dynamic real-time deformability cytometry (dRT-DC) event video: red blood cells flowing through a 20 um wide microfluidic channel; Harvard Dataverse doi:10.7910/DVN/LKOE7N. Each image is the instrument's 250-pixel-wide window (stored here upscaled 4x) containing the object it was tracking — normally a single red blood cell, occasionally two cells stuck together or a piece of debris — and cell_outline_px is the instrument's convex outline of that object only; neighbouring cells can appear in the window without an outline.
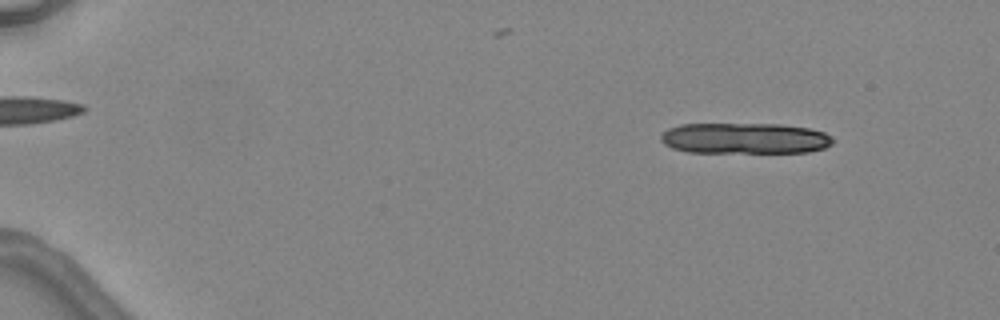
{"species": "common noctule bat (a hibernating species)", "species_latin": "Nyctalus noctula", "temperature_condition": "warm", "stored_images_in_passage": 4, "camera_frame_rate_fps": 3000, "um_per_image_px": 0.085, "animal": {"sex": "female", "body_mass_g": 24.6, "forearm_length_mm": 56.2}, "frame": {"image": 1, "passage_image": 1, "time_ms": 0.0, "image_size_px": [1000, 320], "cell_outline_px": [[832, 144], [824, 148], [808, 152], [688, 152], [672, 148], [664, 144], [660, 140], [660, 136], [668, 128], [680, 124], [780, 124], [808, 128], [824, 132], [832, 136]], "centroid_in_image_um": [63.29, 11.75], "position_along_channel_um": 21.7, "area_um2": 31.04}}